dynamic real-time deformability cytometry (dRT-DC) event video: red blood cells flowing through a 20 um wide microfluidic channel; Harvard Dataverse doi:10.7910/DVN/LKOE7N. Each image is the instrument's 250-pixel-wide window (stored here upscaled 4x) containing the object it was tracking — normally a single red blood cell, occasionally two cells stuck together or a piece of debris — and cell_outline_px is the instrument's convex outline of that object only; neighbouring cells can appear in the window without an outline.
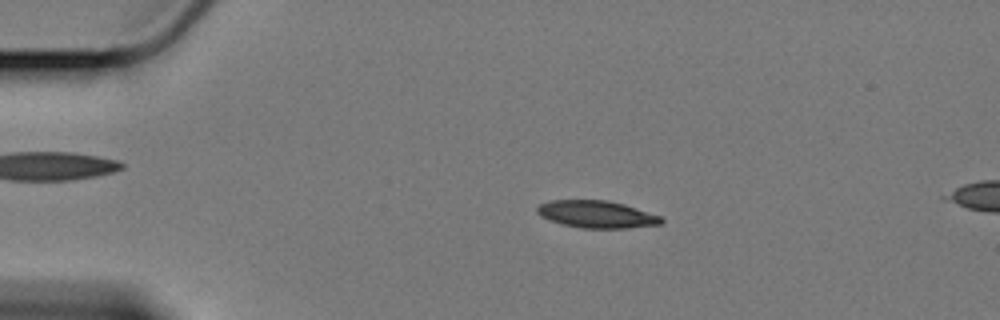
{"species": "Egyptian fruit bat (a non-hibernating species)", "species_latin": "Rousettus aegyptiacus", "temperature_condition": "cold", "stored_images_in_passage": 8, "camera_frame_rate_fps": 3000, "um_per_image_px": 0.085, "animal": {"sex": "female"}, "frame": {"image": 1, "passage_image": 3, "time_ms": 0.667, "image_size_px": [1000, 320], "cell_outline_px": [[664, 220], [660, 224], [628, 228], [580, 228], [564, 224], [540, 216], [536, 212], [536, 208], [540, 204], [548, 200], [608, 200], [624, 204], [660, 216]], "centroid_in_image_um": [50.7, 18.21], "position_along_channel_um": 34.3, "area_um2": 19.59}}